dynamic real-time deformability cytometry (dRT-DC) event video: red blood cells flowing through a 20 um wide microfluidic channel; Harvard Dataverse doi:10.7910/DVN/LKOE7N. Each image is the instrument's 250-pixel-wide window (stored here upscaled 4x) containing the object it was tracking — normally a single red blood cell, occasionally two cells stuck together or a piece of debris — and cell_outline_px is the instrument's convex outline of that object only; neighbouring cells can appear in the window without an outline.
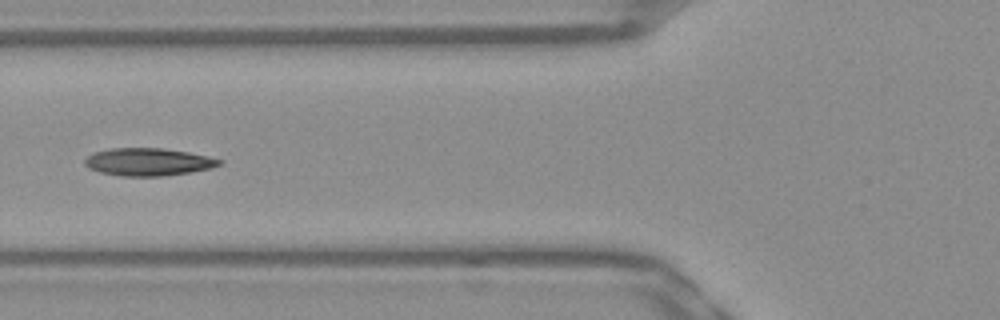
{"species": "Egyptian fruit bat (a non-hibernating species)", "species_latin": "Rousettus aegyptiacus", "temperature_condition": "warm", "stored_images_in_passage": 20, "camera_frame_rate_fps": 3000, "um_per_image_px": 0.085, "frame": {"image": 1, "passage_image": 12, "time_ms": 3.667, "image_size_px": [1000, 320], "cell_outline_px": [[224, 164], [212, 168], [192, 172], [160, 176], [120, 176], [100, 172], [88, 168], [84, 164], [84, 160], [92, 152], [112, 148], [164, 148], [188, 152], [208, 156], [224, 160]], "centroid_in_image_um": [12.63, 13.76], "position_along_channel_um": 113.2, "area_um2": 21.91}}
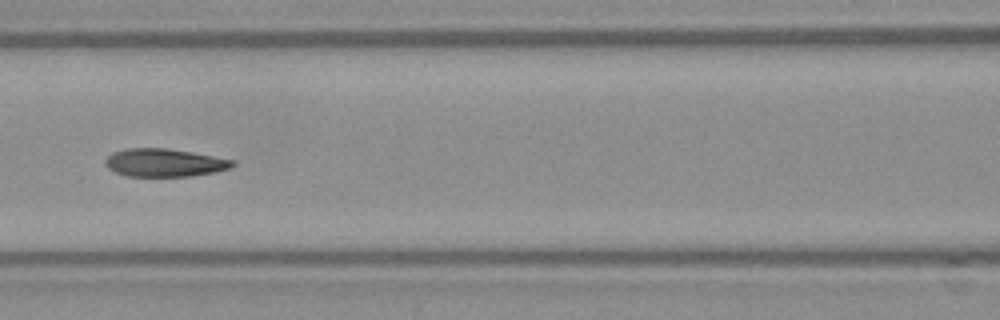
{"frame": {"image": 2, "passage_image": 15, "time_ms": 4.667, "image_size_px": [1000, 320], "cell_outline_px": [[236, 164], [228, 168], [212, 172], [192, 176], [128, 176], [116, 172], [108, 168], [104, 164], [104, 160], [112, 152], [124, 148], [164, 148], [192, 152], [236, 160]], "centroid_in_image_um": [13.95, 13.82], "position_along_channel_um": 152.6, "area_um2": 20.75}}